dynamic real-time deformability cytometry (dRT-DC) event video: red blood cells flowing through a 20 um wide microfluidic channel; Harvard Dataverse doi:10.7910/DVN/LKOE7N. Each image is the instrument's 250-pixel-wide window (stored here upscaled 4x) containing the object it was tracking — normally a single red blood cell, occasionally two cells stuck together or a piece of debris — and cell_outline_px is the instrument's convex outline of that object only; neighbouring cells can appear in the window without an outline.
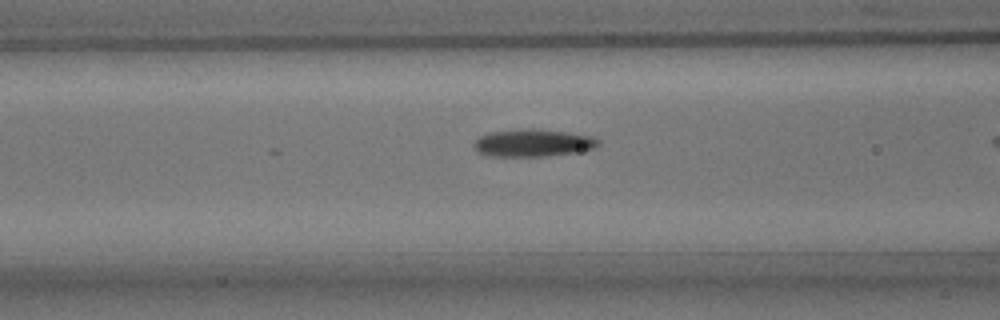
{"species": "common noctule bat (a hibernating species)", "species_latin": "Nyctalus noctula", "temperature_condition": "room temperature", "stored_images_in_passage": 4, "camera_frame_rate_fps": 3000, "um_per_image_px": 0.085, "animal": {"sex": "male", "body_mass_g": 15.6}, "frame": {"image": 1, "passage_image": 3, "time_ms": 3.0, "image_size_px": [1000, 320], "cell_outline_px": [[600, 144], [596, 148], [576, 152], [548, 156], [488, 156], [476, 152], [472, 144], [480, 136], [488, 132], [528, 128], [532, 128], [564, 132], [592, 136], [600, 140]], "centroid_in_image_um": [45.28, 12.15], "position_along_channel_um": 121.3, "area_um2": 20.06}}